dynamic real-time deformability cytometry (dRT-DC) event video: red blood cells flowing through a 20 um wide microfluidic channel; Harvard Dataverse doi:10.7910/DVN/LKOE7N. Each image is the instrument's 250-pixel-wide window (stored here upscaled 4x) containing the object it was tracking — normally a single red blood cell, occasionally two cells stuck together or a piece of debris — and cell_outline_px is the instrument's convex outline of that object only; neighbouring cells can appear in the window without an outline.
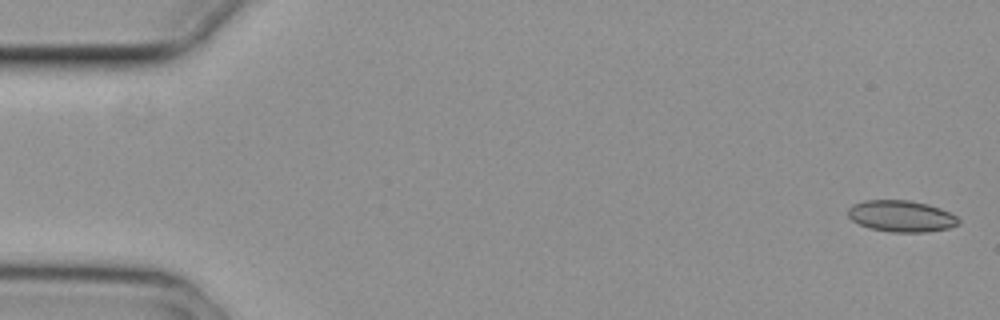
{"species": "common noctule bat (a hibernating species)", "species_latin": "Nyctalus noctula", "temperature_condition": "cold", "stored_images_in_passage": 4, "camera_frame_rate_fps": 3000, "um_per_image_px": 0.085, "animal": {"sex": "female", "body_mass_g": 29.2, "forearm_length_mm": 56.3}, "frame": {"image": 1, "passage_image": 1, "time_ms": 0.0, "image_size_px": [1000, 320], "cell_outline_px": [[960, 224], [948, 228], [924, 232], [892, 232], [872, 228], [860, 224], [852, 220], [848, 216], [848, 208], [852, 204], [864, 200], [908, 200], [928, 204], [940, 208], [956, 216], [960, 220]], "centroid_in_image_um": [76.61, 18.36], "position_along_channel_um": 8.4, "area_um2": 20.17}}
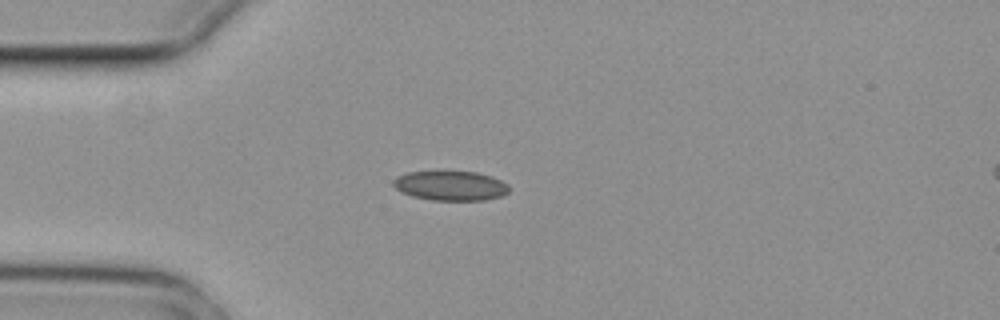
{"frame": {"image": 2, "passage_image": 4, "time_ms": 1.0, "image_size_px": [1000, 320], "cell_outline_px": [[508, 192], [500, 196], [484, 200], [432, 200], [412, 196], [400, 192], [392, 184], [392, 180], [396, 176], [408, 172], [436, 168], [444, 168], [476, 172], [492, 176], [508, 184]], "centroid_in_image_um": [38.22, 15.72], "position_along_channel_um": 46.8, "area_um2": 20.98}}